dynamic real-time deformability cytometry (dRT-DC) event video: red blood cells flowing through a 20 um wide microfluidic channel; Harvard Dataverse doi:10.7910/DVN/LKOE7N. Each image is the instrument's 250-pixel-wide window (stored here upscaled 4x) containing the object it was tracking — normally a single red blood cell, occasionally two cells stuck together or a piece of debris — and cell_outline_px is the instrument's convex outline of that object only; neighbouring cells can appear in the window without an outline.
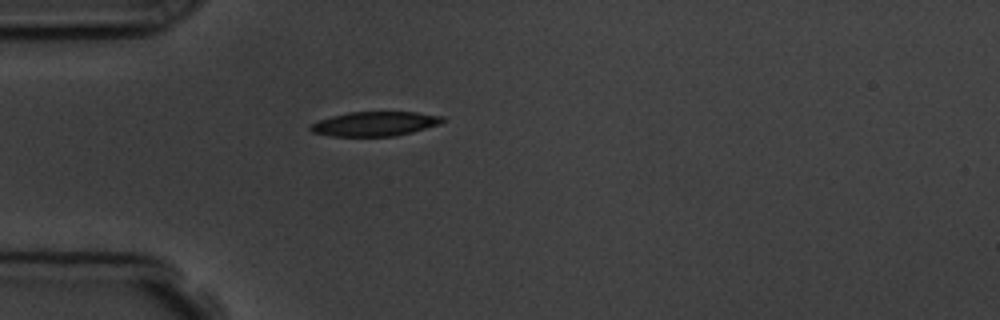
{"species": "common noctule bat (a hibernating species)", "species_latin": "Nyctalus noctula", "temperature_condition": "room temperature", "stored_images_in_passage": 1, "camera_frame_rate_fps": 3000, "um_per_image_px": 0.085, "animal": {"sex": "male", "body_mass_g": 19.5, "forearm_length_mm": 54.6}, "frame": {"image": 1, "passage_image": 1, "time_ms": 0.0, "image_size_px": [1000, 320], "cell_outline_px": [[444, 120], [440, 124], [412, 132], [396, 136], [332, 136], [312, 132], [308, 128], [312, 124], [320, 120], [332, 116], [348, 112], [416, 112], [444, 116]], "centroid_in_image_um": [31.88, 10.52], "position_along_channel_um": 53.1, "area_um2": 18.73}}